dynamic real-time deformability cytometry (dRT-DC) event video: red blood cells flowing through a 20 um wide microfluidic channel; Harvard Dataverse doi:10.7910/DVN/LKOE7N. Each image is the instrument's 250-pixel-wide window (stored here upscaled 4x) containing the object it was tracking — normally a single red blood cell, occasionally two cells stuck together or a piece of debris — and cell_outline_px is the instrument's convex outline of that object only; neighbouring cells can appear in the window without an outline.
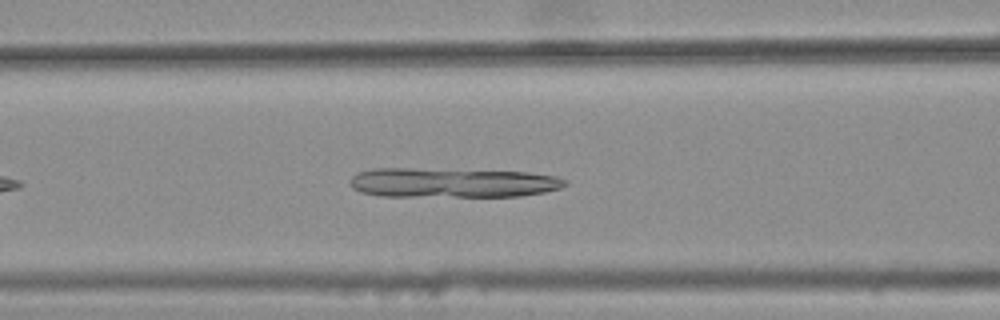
{"species": "common noctule bat (a hibernating species)", "species_latin": "Nyctalus noctula", "temperature_condition": "warm", "stored_images_in_passage": 32, "camera_frame_rate_fps": 3000, "um_per_image_px": 0.085, "animal": {"sex": "female", "body_mass_g": 25.1}, "frame": {"image": 1, "passage_image": 11, "time_ms": 3.333, "image_size_px": [1000, 320], "cell_outline_px": [[568, 184], [560, 188], [544, 192], [520, 196], [380, 196], [360, 192], [352, 188], [352, 176], [356, 172], [372, 168], [412, 168], [528, 172], [556, 176], [568, 180]], "centroid_in_image_um": [38.45, 15.52], "position_along_channel_um": 128.2, "area_um2": 37.28}}
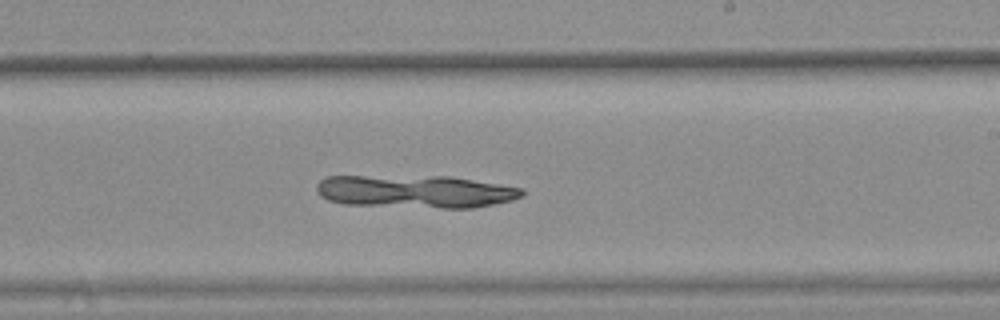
{"frame": {"image": 2, "passage_image": 21, "time_ms": 6.667, "image_size_px": [1000, 320], "cell_outline_px": [[524, 192], [520, 196], [512, 200], [472, 208], [440, 208], [344, 204], [328, 200], [320, 196], [316, 192], [316, 184], [324, 176], [448, 176], [524, 188]], "centroid_in_image_um": [35.25, 16.27], "position_along_channel_um": 253.7, "area_um2": 39.36}}
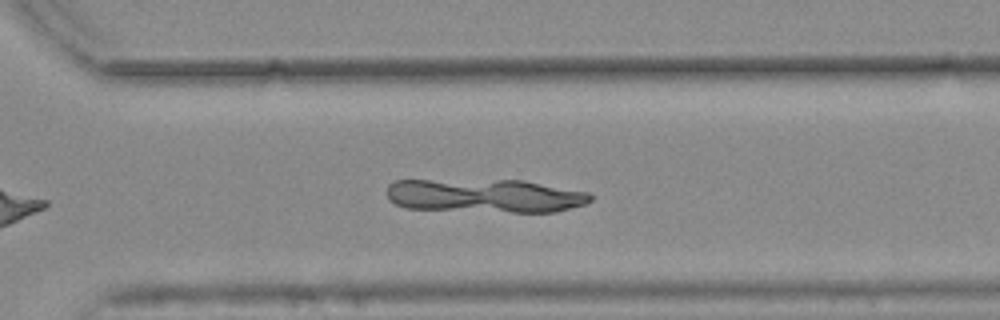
{"frame": {"image": 3, "passage_image": 27, "time_ms": 8.667, "image_size_px": [1000, 320], "cell_outline_px": [[592, 200], [584, 204], [556, 212], [512, 212], [404, 208], [396, 204], [388, 196], [388, 184], [396, 180], [524, 180], [588, 192], [592, 196]], "centroid_in_image_um": [41.25, 16.63], "position_along_channel_um": 329.4, "area_um2": 39.88}}